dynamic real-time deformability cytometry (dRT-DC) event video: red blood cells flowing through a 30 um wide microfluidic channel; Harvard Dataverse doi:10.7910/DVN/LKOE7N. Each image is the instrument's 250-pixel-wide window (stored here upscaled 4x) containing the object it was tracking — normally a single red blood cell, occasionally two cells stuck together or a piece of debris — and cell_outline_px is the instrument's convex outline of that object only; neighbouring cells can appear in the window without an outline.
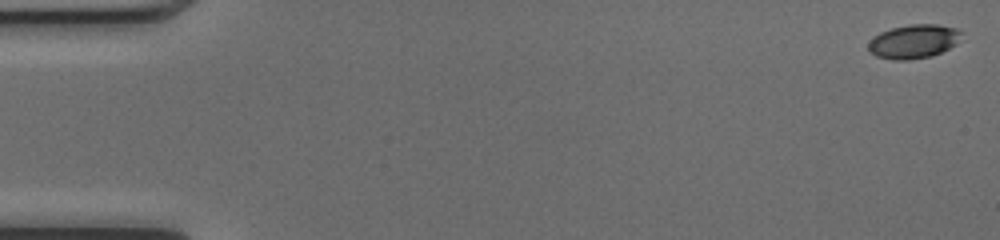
{"species": "common noctule bat (a hibernating species)", "species_latin": "Nyctalus noctula", "temperature_condition": "cold", "stored_images_in_passage": 51, "camera_frame_rate_fps": 3000, "um_per_image_px": 0.085, "animal": {"sex": "female", "body_mass_g": 17.0, "forearm_length_mm": 48.0}, "frame": {"image": 1, "passage_image": 1, "time_ms": 0.0, "image_size_px": [1000, 240], "cell_outline_px": [[960, 32], [956, 44], [932, 56], [908, 60], [892, 60], [876, 56], [868, 52], [868, 44], [880, 32], [892, 28], [908, 24], [940, 24], [956, 28]], "centroid_in_image_um": [77.63, 3.52], "position_along_channel_um": 7.4, "area_um2": 18.26}}
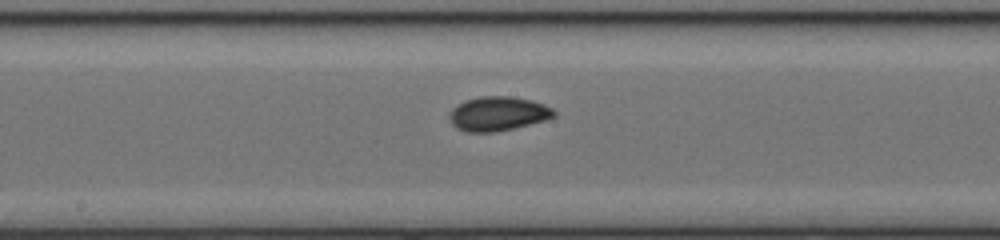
{"frame": {"image": 2, "passage_image": 27, "time_ms": 8.667, "image_size_px": [1000, 240], "cell_outline_px": [[556, 116], [544, 120], [496, 132], [468, 132], [456, 128], [452, 124], [448, 116], [452, 108], [456, 104], [464, 100], [480, 96], [512, 96], [532, 100], [544, 104], [552, 108], [556, 112]], "centroid_in_image_um": [42.3, 9.65], "position_along_channel_um": 205.9, "area_um2": 20.98}}
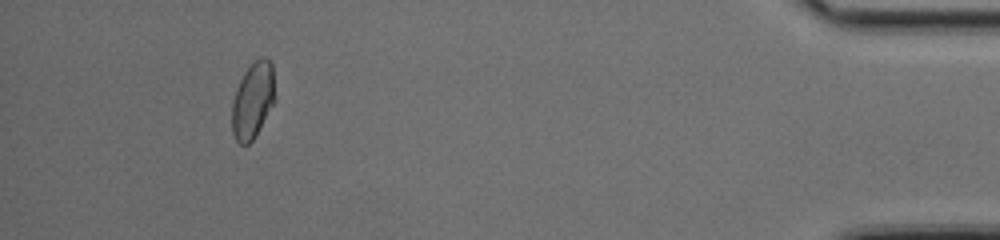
{"frame": {"image": 3, "passage_image": 47, "time_ms": 15.333, "image_size_px": [1000, 240], "cell_outline_px": [[276, 100], [252, 140], [248, 144], [240, 144], [236, 140], [232, 132], [232, 100], [236, 88], [244, 72], [260, 56], [268, 56], [272, 64]], "centroid_in_image_um": [21.5, 8.49], "position_along_channel_um": 413.7, "area_um2": 19.19}, "authors_computed_cell_mechanics": {"area_um2": 19.5364, "velocity_mm_per_s": 4.1225, "shape_relaxation_time_tau1_ms": 4.7017, "shape_relaxation_time_tau2_ms": 1.3751, "deformation_change_tau1": 0.1016, "deformation_change_tau2": 0.0413}}